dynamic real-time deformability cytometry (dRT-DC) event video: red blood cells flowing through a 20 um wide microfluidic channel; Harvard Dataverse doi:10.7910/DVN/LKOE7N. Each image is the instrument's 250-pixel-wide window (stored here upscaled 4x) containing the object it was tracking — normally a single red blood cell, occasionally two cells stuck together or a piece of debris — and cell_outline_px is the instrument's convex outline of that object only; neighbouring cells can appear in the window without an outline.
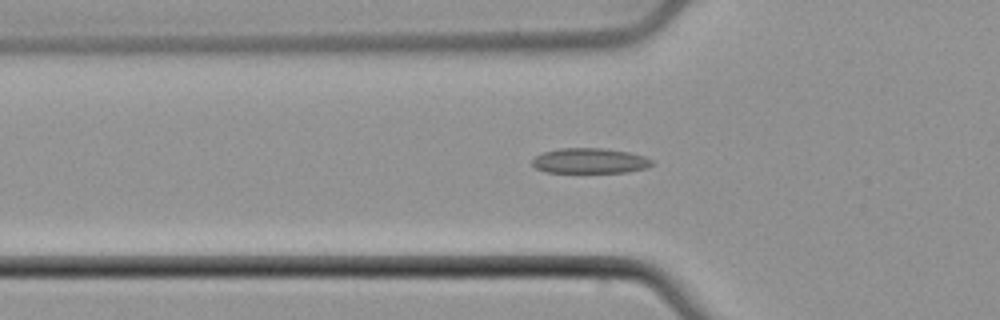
{"species": "common noctule bat (a hibernating species)", "species_latin": "Nyctalus noctula", "temperature_condition": "cold", "stored_images_in_passage": 45, "camera_frame_rate_fps": 3000, "um_per_image_px": 0.085, "animal": {"sex": "male", "body_mass_g": 21.5, "forearm_length_mm": 52.0}, "frame": {"image": 1, "passage_image": 12, "time_ms": 3.667, "image_size_px": [1000, 320], "cell_outline_px": [[652, 164], [648, 168], [628, 172], [544, 172], [536, 168], [532, 164], [532, 160], [536, 156], [544, 152], [560, 148], [604, 148], [628, 152], [644, 156], [652, 160]], "centroid_in_image_um": [50.14, 13.67], "position_along_channel_um": 75.7, "area_um2": 17.57}}
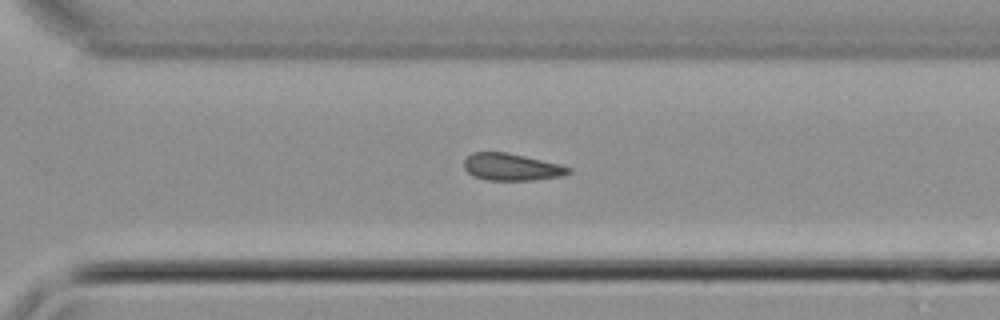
{"frame": {"image": 2, "passage_image": 30, "time_ms": 9.667, "image_size_px": [1000, 320], "cell_outline_px": [[572, 172], [564, 176], [532, 180], [488, 180], [472, 176], [464, 168], [464, 160], [472, 152], [508, 152], [560, 164], [572, 168]], "centroid_in_image_um": [43.5, 14.19], "position_along_channel_um": 327.1, "area_um2": 16.65}}
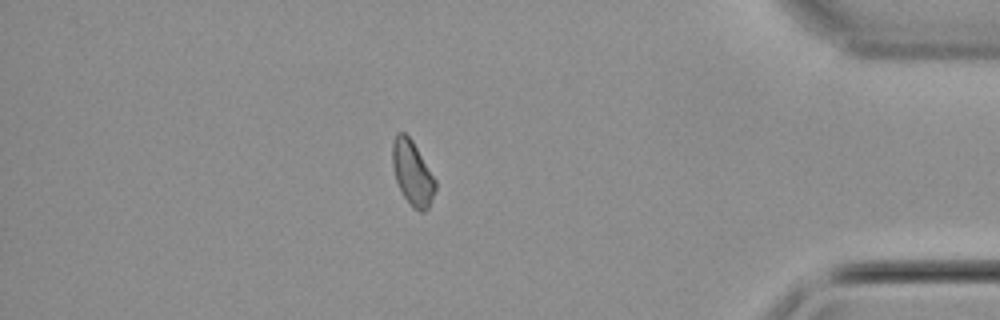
{"frame": {"image": 3, "passage_image": 38, "time_ms": 12.333, "image_size_px": [1000, 320], "cell_outline_px": [[436, 188], [428, 208], [424, 212], [420, 212], [412, 208], [404, 196], [396, 180], [392, 168], [392, 140], [396, 132], [404, 132], [412, 140], [436, 180]], "centroid_in_image_um": [35.04, 14.69], "position_along_channel_um": 400.2, "area_um2": 16.18}}